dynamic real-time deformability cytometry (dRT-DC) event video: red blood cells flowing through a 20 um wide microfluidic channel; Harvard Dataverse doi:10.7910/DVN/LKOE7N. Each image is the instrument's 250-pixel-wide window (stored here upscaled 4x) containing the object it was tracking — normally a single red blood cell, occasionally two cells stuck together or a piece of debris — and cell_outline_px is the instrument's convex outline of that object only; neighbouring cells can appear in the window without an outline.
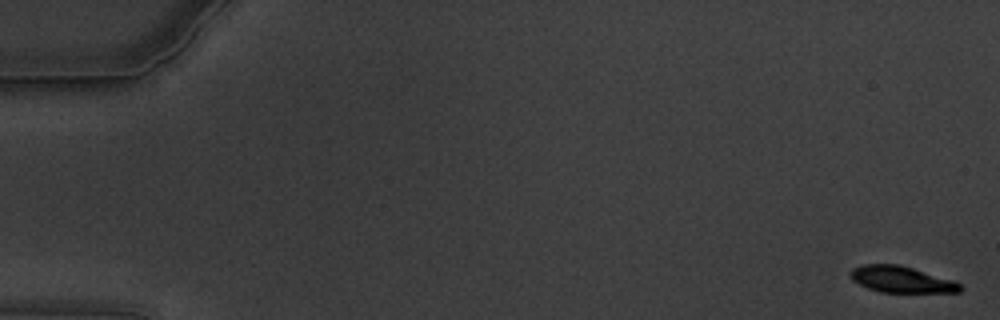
{"species": "common noctule bat (a hibernating species)", "species_latin": "Nyctalus noctula", "temperature_condition": "warm", "stored_images_in_passage": 60, "camera_frame_rate_fps": 3000, "um_per_image_px": 0.085, "animal": {"sex": "male", "body_mass_g": 19.5, "forearm_length_mm": 54.6}, "frame": {"image": 1, "passage_image": 1, "time_ms": 0.0, "image_size_px": [1000, 320], "cell_outline_px": [[964, 288], [960, 292], [880, 292], [868, 288], [852, 280], [848, 276], [852, 268], [860, 264], [900, 264], [952, 280], [960, 284]], "centroid_in_image_um": [76.58, 23.74], "position_along_channel_um": 8.4, "area_um2": 16.88}}
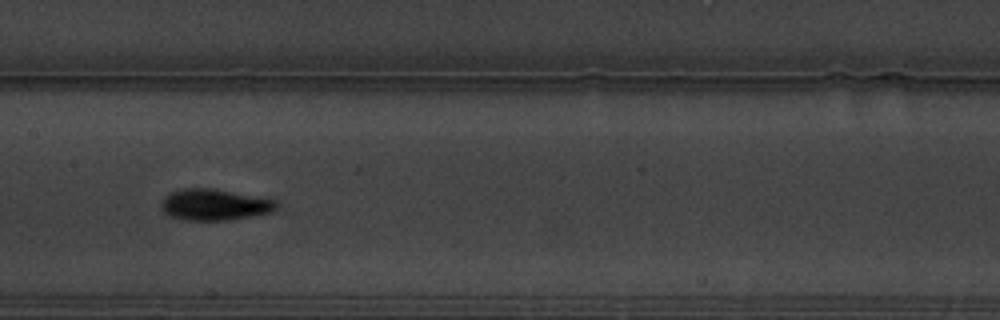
{"frame": {"image": 2, "passage_image": 31, "time_ms": 10.0, "image_size_px": [1000, 320], "cell_outline_px": [[280, 208], [272, 212], [252, 216], [228, 220], [184, 220], [172, 216], [164, 212], [160, 208], [160, 204], [164, 196], [172, 192], [184, 188], [212, 188], [276, 200], [280, 204]], "centroid_in_image_um": [18.26, 17.4], "position_along_channel_um": 189.1, "area_um2": 21.1}}
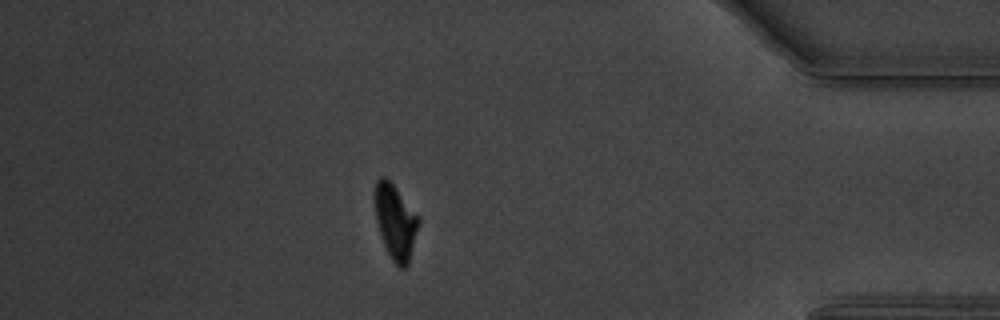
{"frame": {"image": 3, "passage_image": 53, "time_ms": 17.333, "image_size_px": [1000, 320], "cell_outline_px": [[420, 220], [408, 264], [404, 268], [400, 268], [392, 260], [384, 244], [376, 220], [372, 200], [372, 196], [376, 180], [380, 176], [384, 176], [392, 184]], "centroid_in_image_um": [33.55, 18.82], "position_along_channel_um": 401.7, "area_um2": 18.79}, "authors_computed_cell_mechanics": {"area_um2": 19.4497, "velocity_mm_per_s": 3.3835, "shape_relaxation_time_tau1_ms": 3.6616, "shape_relaxation_time_tau2_ms": 1.3137, "deformation_change_tau1": 0.177, "deformation_change_tau2": 0.0568}}